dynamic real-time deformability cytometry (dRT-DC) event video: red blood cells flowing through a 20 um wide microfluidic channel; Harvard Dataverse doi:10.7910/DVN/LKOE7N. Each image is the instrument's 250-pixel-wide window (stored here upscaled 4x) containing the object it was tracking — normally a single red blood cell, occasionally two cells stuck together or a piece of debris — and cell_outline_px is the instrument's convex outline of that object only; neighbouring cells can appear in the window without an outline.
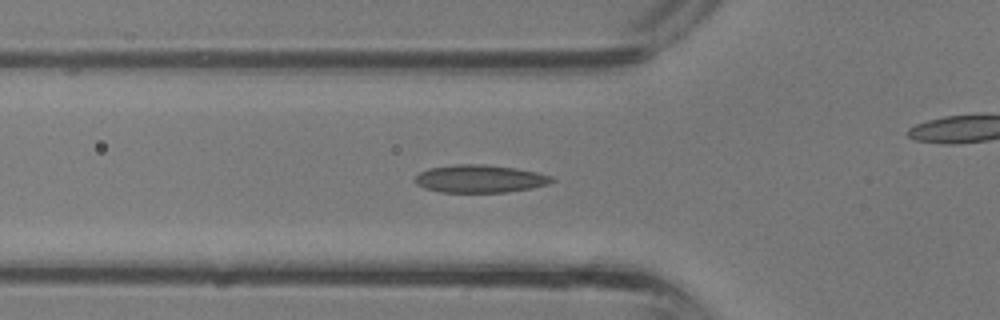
{"species": "common noctule bat (a hibernating species)", "species_latin": "Nyctalus noctula", "temperature_condition": "room temperature", "stored_images_in_passage": 37, "camera_frame_rate_fps": 3000, "um_per_image_px": 0.085, "animal": {"sex": "male", "body_mass_g": 13.3}, "frame": {"image": 1, "passage_image": 12, "time_ms": 3.667, "image_size_px": [1000, 320], "cell_outline_px": [[556, 180], [548, 184], [532, 188], [508, 192], [440, 192], [424, 188], [416, 184], [412, 180], [420, 172], [428, 168], [456, 164], [484, 164], [516, 168], [536, 172], [552, 176]], "centroid_in_image_um": [40.78, 15.19], "position_along_channel_um": 85.0, "area_um2": 22.31}}
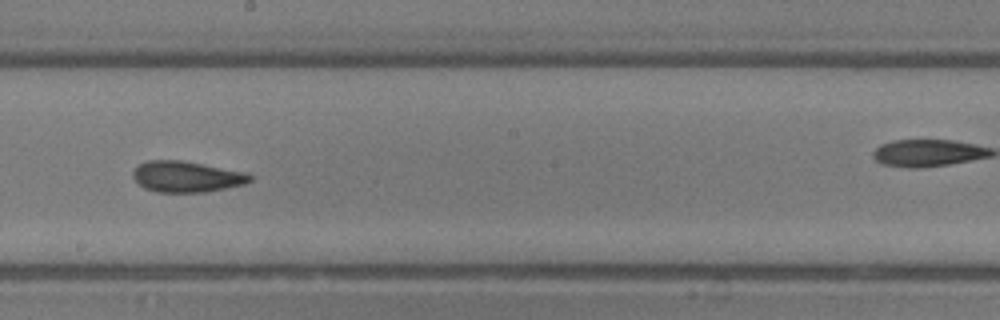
{"frame": {"image": 2, "passage_image": 20, "time_ms": 6.333, "image_size_px": [1000, 320], "cell_outline_px": [[256, 176], [252, 180], [244, 184], [204, 192], [156, 192], [144, 188], [132, 176], [132, 172], [140, 164], [148, 160], [180, 160], [244, 172]], "centroid_in_image_um": [15.86, 15.02], "position_along_channel_um": 232.3, "area_um2": 20.92}}
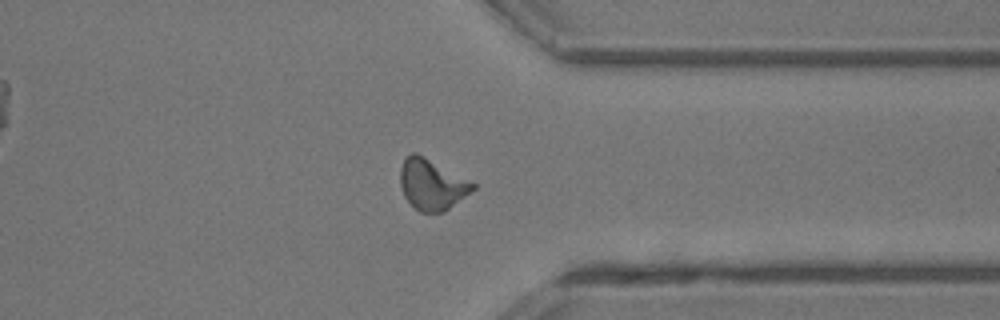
{"frame": {"image": 3, "passage_image": 28, "time_ms": 9.0, "image_size_px": [1000, 320], "cell_outline_px": [[476, 188], [444, 212], [420, 212], [404, 196], [400, 184], [400, 168], [404, 160], [412, 152], [416, 152], [476, 184]], "centroid_in_image_um": [36.7, 15.68], "position_along_channel_um": 374.7, "area_um2": 21.1}}